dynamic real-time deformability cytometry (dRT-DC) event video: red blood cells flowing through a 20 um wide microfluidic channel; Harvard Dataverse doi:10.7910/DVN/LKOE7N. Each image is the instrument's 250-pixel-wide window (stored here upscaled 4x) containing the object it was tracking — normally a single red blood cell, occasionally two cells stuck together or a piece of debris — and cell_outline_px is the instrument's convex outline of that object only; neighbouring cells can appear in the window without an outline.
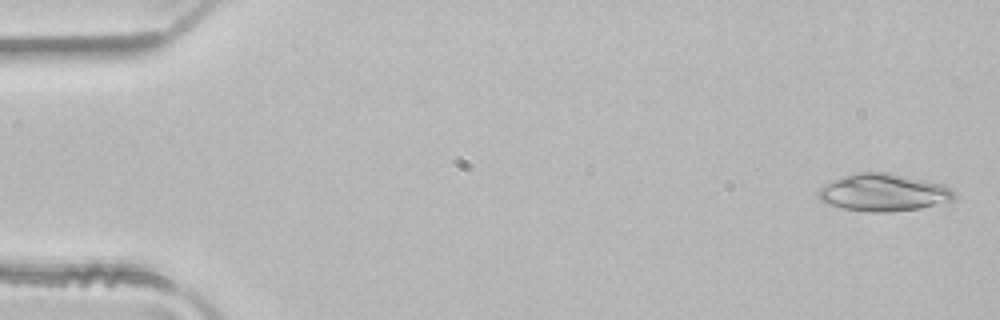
{"species": "common noctule bat (a hibernating species)", "species_latin": "Nyctalus noctula", "temperature_condition": "room temperature", "stored_images_in_passage": 4, "camera_frame_rate_fps": 3000, "um_per_image_px": 0.085, "animal": {"sex": "male", "body_mass_g": 21.5, "forearm_length_mm": 52.0}, "frame": {"image": 1, "passage_image": 1, "time_ms": 0.0, "image_size_px": [1000, 320], "cell_outline_px": [[956, 196], [952, 200], [920, 208], [888, 212], [864, 212], [844, 208], [828, 204], [820, 200], [816, 192], [824, 184], [840, 176], [856, 172], [888, 172], [944, 184], [952, 188], [956, 192]], "centroid_in_image_um": [75.08, 16.35], "position_along_channel_um": 9.9, "area_um2": 29.88}}